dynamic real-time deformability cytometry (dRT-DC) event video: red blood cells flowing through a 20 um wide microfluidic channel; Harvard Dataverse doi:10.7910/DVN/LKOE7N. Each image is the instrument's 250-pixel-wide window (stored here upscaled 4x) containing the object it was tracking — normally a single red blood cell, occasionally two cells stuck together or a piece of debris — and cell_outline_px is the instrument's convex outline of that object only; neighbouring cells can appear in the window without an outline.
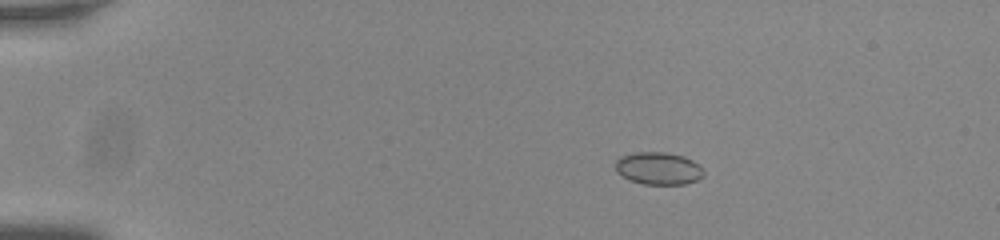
{"species": "common noctule bat (a hibernating species)", "species_latin": "Nyctalus noctula", "temperature_condition": "room temperature", "stored_images_in_passage": 49, "camera_frame_rate_fps": 3000, "um_per_image_px": 0.085, "animal": {"sex": "male", "body_mass_g": 20.0, "forearm_length_mm": 53.3}, "frame": {"image": 1, "passage_image": 4, "time_ms": 1.0, "image_size_px": [1000, 240], "cell_outline_px": [[704, 176], [696, 180], [684, 184], [644, 184], [628, 180], [616, 172], [616, 160], [620, 156], [632, 152], [664, 152], [684, 156], [692, 160], [704, 172]], "centroid_in_image_um": [55.92, 14.31], "position_along_channel_um": 29.1, "area_um2": 16.7}}
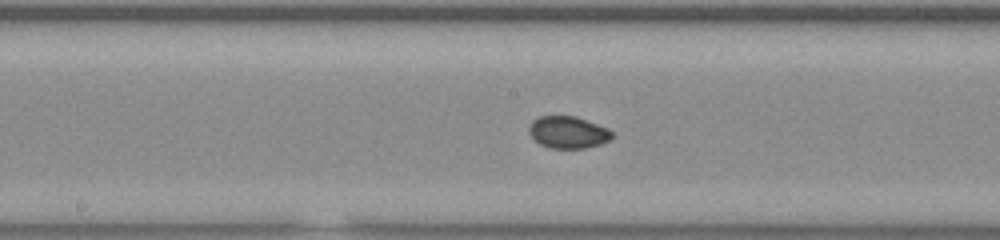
{"frame": {"image": 2, "passage_image": 24, "time_ms": 7.667, "image_size_px": [1000, 240], "cell_outline_px": [[612, 136], [608, 140], [600, 144], [584, 148], [548, 148], [540, 144], [528, 132], [528, 128], [532, 120], [540, 116], [576, 116], [608, 128], [612, 132]], "centroid_in_image_um": [48.26, 11.24], "position_along_channel_um": 199.9, "area_um2": 15.43}}
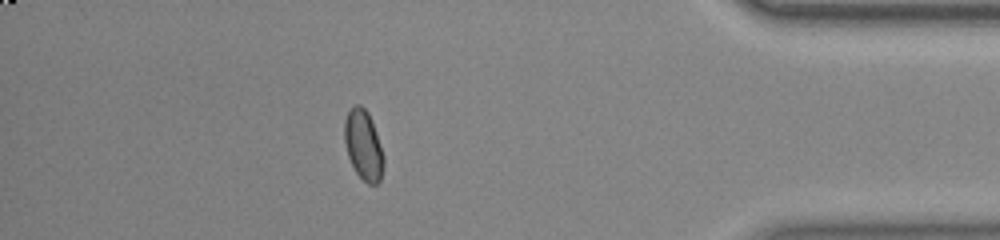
{"frame": {"image": 3, "passage_image": 43, "time_ms": 14.0, "image_size_px": [1000, 240], "cell_outline_px": [[384, 164], [380, 180], [376, 184], [368, 184], [356, 172], [348, 156], [344, 140], [344, 120], [348, 112], [356, 104], [360, 104], [368, 112], [372, 120], [384, 156]], "centroid_in_image_um": [30.89, 12.32], "position_along_channel_um": 404.3, "area_um2": 15.9}, "authors_computed_cell_mechanics": {"area_um2": 15.606, "velocity_mm_per_s": 3.7709, "shape_relaxation_time_tau1_ms": 3.368, "shape_relaxation_time_tau2_ms": 1.8056, "deformation_change_tau1": 0.0699, "deformation_change_tau2": 0.0273}}